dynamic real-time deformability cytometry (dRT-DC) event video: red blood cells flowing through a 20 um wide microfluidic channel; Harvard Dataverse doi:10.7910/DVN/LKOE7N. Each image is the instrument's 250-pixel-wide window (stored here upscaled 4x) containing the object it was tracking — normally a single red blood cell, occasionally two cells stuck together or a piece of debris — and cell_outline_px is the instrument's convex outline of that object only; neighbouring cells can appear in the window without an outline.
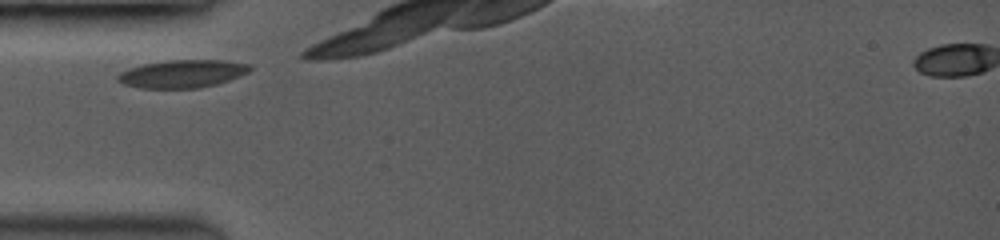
{"species": "common noctule bat (a hibernating species)", "species_latin": "Nyctalus noctula", "temperature_condition": "room temperature", "stored_images_in_passage": 3, "camera_frame_rate_fps": 3500, "um_per_image_px": 0.085, "animal": {"sex": "female", "body_mass_g": 19.0, "forearm_length_mm": 53.3}, "frame": {"image": 1, "passage_image": 1, "time_ms": 0.0, "image_size_px": [1000, 240], "cell_outline_px": [[252, 68], [248, 72], [240, 76], [216, 84], [196, 88], [140, 88], [124, 84], [116, 80], [116, 76], [120, 72], [128, 68], [144, 64], [168, 60], [224, 60], [252, 64]], "centroid_in_image_um": [15.5, 6.26], "position_along_channel_um": 69.5, "area_um2": 21.5}}